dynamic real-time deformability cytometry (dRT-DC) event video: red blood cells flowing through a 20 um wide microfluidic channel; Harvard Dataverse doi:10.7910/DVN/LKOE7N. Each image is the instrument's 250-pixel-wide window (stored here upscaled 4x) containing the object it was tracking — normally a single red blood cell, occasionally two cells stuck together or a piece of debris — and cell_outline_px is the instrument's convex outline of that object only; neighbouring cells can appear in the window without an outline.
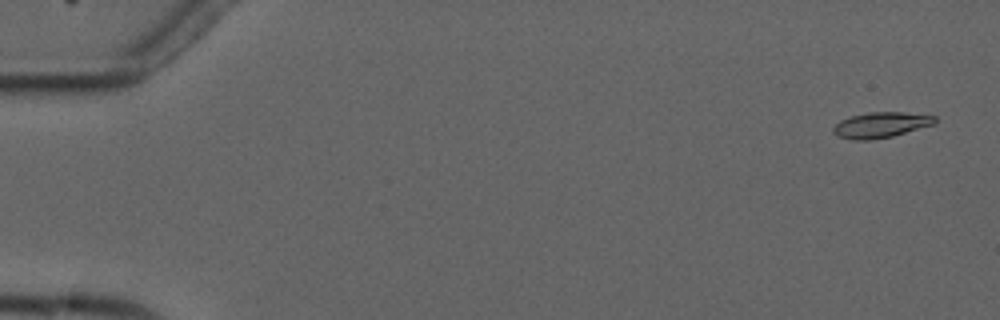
{"species": "common noctule bat (a hibernating species)", "species_latin": "Nyctalus noctula", "temperature_condition": "cold", "stored_images_in_passage": 7, "camera_frame_rate_fps": 3000, "um_per_image_px": 0.085, "animal": {"sex": "male", "forearm_length_mm": 52.5}, "frame": {"image": 1, "passage_image": 1, "time_ms": 0.0, "image_size_px": [1000, 320], "cell_outline_px": [[936, 120], [932, 124], [892, 136], [868, 140], [852, 140], [836, 136], [832, 132], [832, 128], [840, 120], [852, 116], [868, 112], [904, 112], [936, 116]], "centroid_in_image_um": [74.8, 10.62], "position_along_channel_um": 10.2, "area_um2": 14.97}}
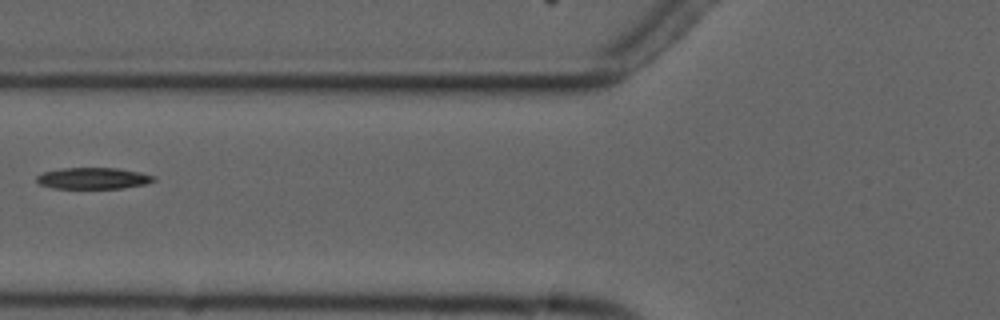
{"frame": {"image": 2, "passage_image": 6, "time_ms": 6.667, "image_size_px": [1000, 320], "cell_outline_px": [[156, 180], [144, 184], [124, 188], [52, 188], [40, 184], [36, 180], [36, 176], [44, 172], [64, 168], [116, 168], [140, 172], [156, 176]], "centroid_in_image_um": [7.94, 15.15], "position_along_channel_um": 117.9, "area_um2": 14.51}}
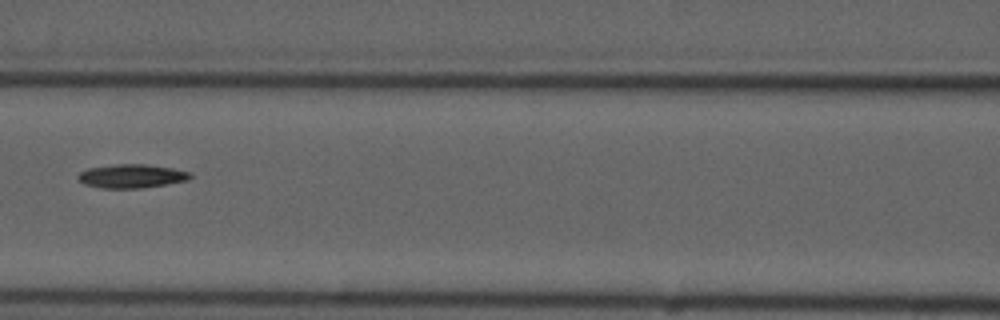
{"frame": {"image": 3, "passage_image": 7, "time_ms": 7.667, "image_size_px": [1000, 320], "cell_outline_px": [[192, 176], [188, 180], [140, 188], [100, 188], [84, 184], [76, 176], [80, 172], [88, 168], [116, 164], [144, 164], [172, 168], [188, 172]], "centroid_in_image_um": [11.14, 14.97], "position_along_channel_um": 155.5, "area_um2": 15.32}}